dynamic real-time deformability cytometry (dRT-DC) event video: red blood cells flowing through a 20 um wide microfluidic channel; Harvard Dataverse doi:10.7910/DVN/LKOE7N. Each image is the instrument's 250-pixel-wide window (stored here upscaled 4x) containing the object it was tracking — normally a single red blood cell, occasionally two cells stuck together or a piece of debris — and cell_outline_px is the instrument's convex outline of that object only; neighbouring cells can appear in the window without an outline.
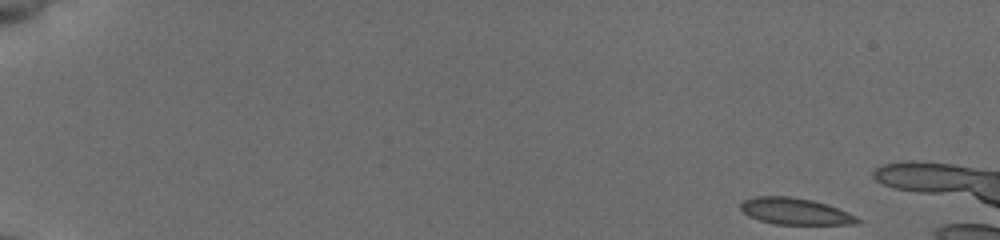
{"species": "common noctule bat (a hibernating species)", "species_latin": "Nyctalus noctula", "temperature_condition": "cold", "stored_images_in_passage": 19, "camera_frame_rate_fps": 3000, "um_per_image_px": 0.085, "animal": {"sex": "female", "body_mass_g": 19.5, "forearm_length_mm": 54.1}, "frame": {"image": 1, "passage_image": 1, "time_ms": 0.0, "image_size_px": [1000, 240], "cell_outline_px": [[864, 220], [860, 224], [776, 224], [760, 220], [748, 216], [740, 208], [740, 200], [756, 196], [792, 196], [812, 200], [828, 204], [848, 212]], "centroid_in_image_um": [67.61, 17.95], "position_along_channel_um": 17.4, "area_um2": 18.32}}
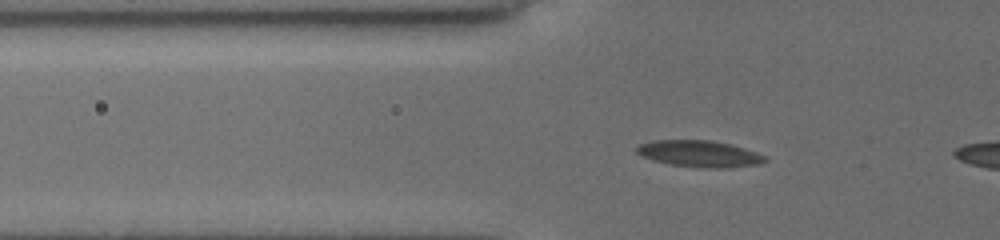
{"frame": {"image": 2, "passage_image": 16, "time_ms": 5.0, "image_size_px": [1000, 240], "cell_outline_px": [[768, 160], [760, 164], [724, 168], [704, 168], [668, 164], [644, 156], [636, 152], [632, 148], [636, 144], [652, 140], [712, 140], [744, 148], [756, 152], [764, 156]], "centroid_in_image_um": [59.4, 13.06], "position_along_channel_um": 66.4, "area_um2": 19.88}}